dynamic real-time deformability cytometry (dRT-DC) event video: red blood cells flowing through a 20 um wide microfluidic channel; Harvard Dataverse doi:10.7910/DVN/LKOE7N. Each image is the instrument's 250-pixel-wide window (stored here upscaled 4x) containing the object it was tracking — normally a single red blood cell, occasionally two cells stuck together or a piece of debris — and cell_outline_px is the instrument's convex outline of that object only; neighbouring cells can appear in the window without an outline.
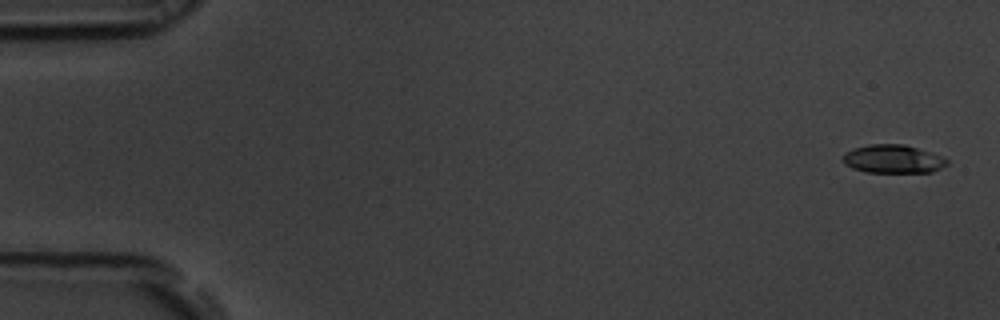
{"species": "common noctule bat (a hibernating species)", "species_latin": "Nyctalus noctula", "temperature_condition": "room temperature", "stored_images_in_passage": 54, "camera_frame_rate_fps": 3000, "um_per_image_px": 0.085, "animal": {"sex": "male", "body_mass_g": 19.5, "forearm_length_mm": 54.6}, "frame": {"image": 1, "passage_image": 1, "time_ms": 0.0, "image_size_px": [1000, 320], "cell_outline_px": [[948, 164], [932, 172], [864, 172], [852, 168], [844, 164], [844, 152], [852, 148], [868, 144], [904, 144], [940, 156], [948, 160]], "centroid_in_image_um": [75.86, 13.51], "position_along_channel_um": 9.1, "area_um2": 17.11}}
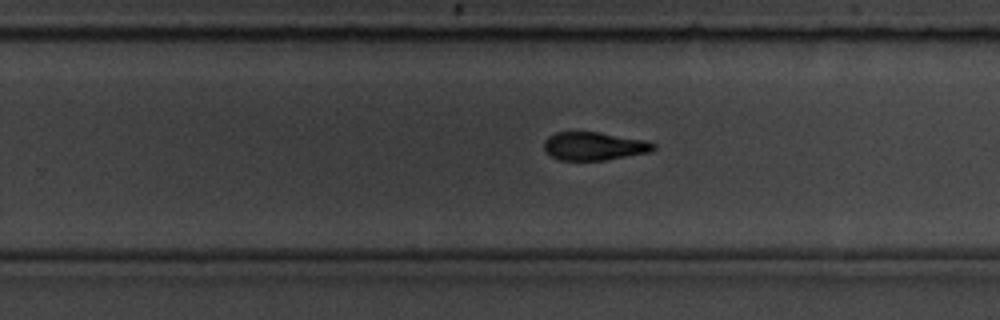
{"frame": {"image": 2, "passage_image": 34, "time_ms": 11.0, "image_size_px": [1000, 320], "cell_outline_px": [[656, 148], [652, 152], [604, 160], [560, 160], [552, 156], [544, 148], [544, 140], [548, 136], [556, 132], [600, 132], [648, 140], [656, 144]], "centroid_in_image_um": [50.55, 12.41], "position_along_channel_um": 279.2, "area_um2": 18.15}}
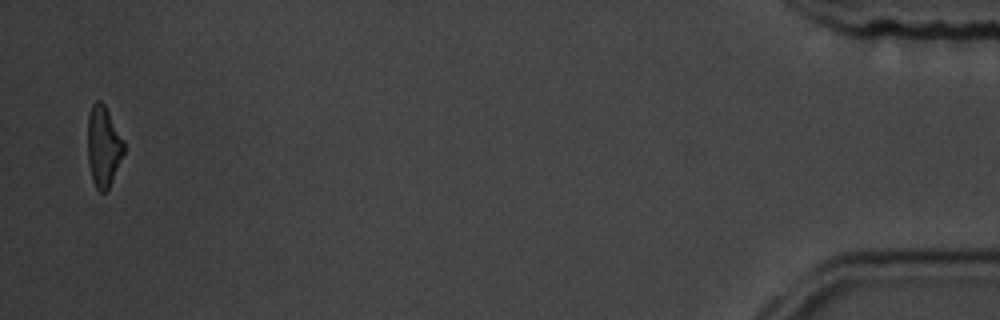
{"frame": {"image": 3, "passage_image": 53, "time_ms": 17.333, "image_size_px": [1000, 320], "cell_outline_px": [[124, 152], [112, 180], [108, 188], [104, 192], [100, 192], [96, 188], [92, 180], [88, 164], [88, 116], [92, 104], [96, 100], [100, 100], [104, 104], [124, 140]], "centroid_in_image_um": [8.78, 12.43], "position_along_channel_um": 426.4, "area_um2": 16.94}}